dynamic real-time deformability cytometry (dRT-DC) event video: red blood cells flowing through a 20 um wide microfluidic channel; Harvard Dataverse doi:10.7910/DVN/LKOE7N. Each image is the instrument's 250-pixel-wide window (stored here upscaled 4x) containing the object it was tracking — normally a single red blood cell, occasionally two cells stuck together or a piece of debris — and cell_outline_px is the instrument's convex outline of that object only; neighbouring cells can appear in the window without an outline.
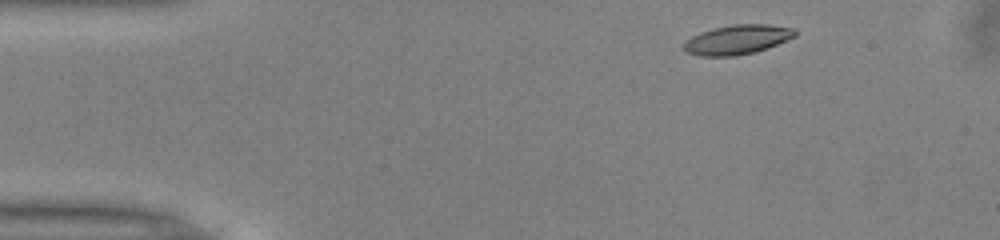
{"species": "common noctule bat (a hibernating species)", "species_latin": "Nyctalus noctula", "temperature_condition": "warm", "stored_images_in_passage": 36, "camera_frame_rate_fps": 3000, "um_per_image_px": 0.085, "animal": {"sex": "male", "body_mass_g": 13.0, "forearm_length_mm": 53.1}, "frame": {"image": 1, "passage_image": 3, "time_ms": 0.667, "image_size_px": [1000, 240], "cell_outline_px": [[796, 36], [768, 48], [756, 52], [736, 56], [700, 56], [684, 52], [684, 40], [700, 32], [712, 28], [732, 24], [768, 24], [796, 28]], "centroid_in_image_um": [62.66, 3.36], "position_along_channel_um": 22.3, "area_um2": 19.42}}
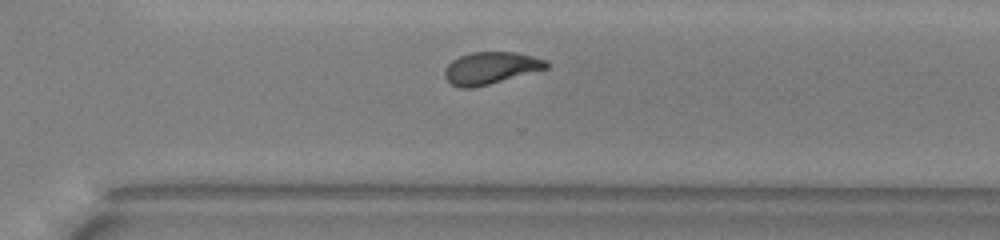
{"frame": {"image": 2, "passage_image": 32, "time_ms": 10.333, "image_size_px": [1000, 240], "cell_outline_px": [[548, 68], [476, 88], [460, 88], [452, 84], [444, 76], [444, 68], [452, 60], [460, 56], [472, 52], [516, 52], [532, 56], [544, 60], [548, 64]], "centroid_in_image_um": [41.67, 5.79], "position_along_channel_um": 328.9, "area_um2": 19.02}}
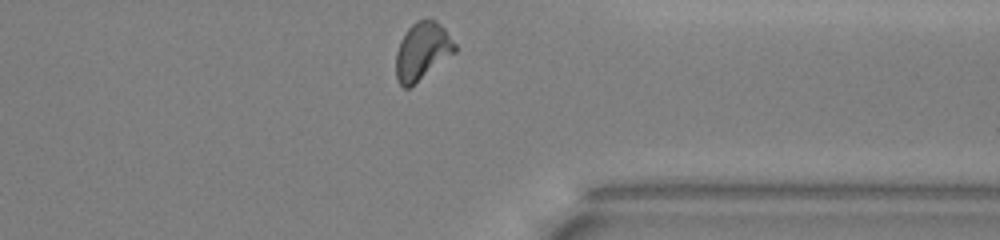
{"frame": {"image": 3, "passage_image": 36, "time_ms": 11.667, "image_size_px": [1000, 240], "cell_outline_px": [[456, 52], [408, 88], [404, 88], [396, 80], [396, 52], [400, 40], [408, 28], [416, 20], [436, 20], [444, 28], [456, 44]], "centroid_in_image_um": [35.88, 4.34], "position_along_channel_um": 375.5, "area_um2": 19.59}, "authors_computed_cell_mechanics": {"area_um2": 19.5075, "velocity_mm_per_s": 3.9604, "shape_relaxation_time_tau1_ms": 3.9127, "shape_relaxation_time_tau2_ms": 1.8127, "deformation_change_tau1": 0.1683, "deformation_change_tau2": 0.0838}}